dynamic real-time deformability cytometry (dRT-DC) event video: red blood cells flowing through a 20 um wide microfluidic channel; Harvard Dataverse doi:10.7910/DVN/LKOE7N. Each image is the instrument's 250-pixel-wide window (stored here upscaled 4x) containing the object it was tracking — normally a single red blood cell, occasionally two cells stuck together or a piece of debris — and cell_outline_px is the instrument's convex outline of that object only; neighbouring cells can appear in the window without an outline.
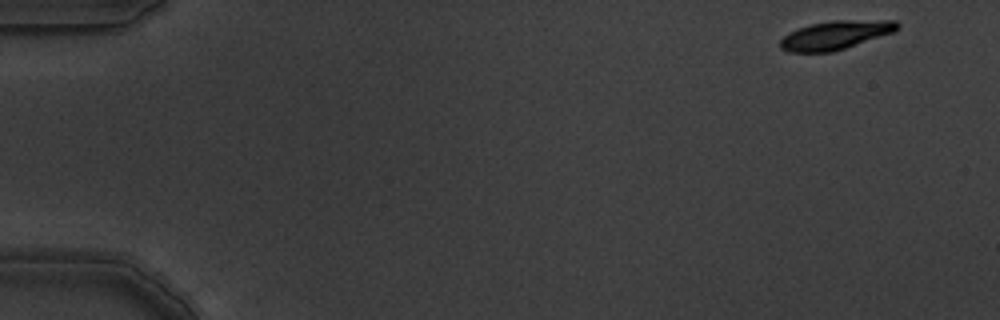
{"species": "common noctule bat (a hibernating species)", "species_latin": "Nyctalus noctula", "temperature_condition": "warm", "stored_images_in_passage": 6, "camera_frame_rate_fps": 3000, "um_per_image_px": 0.085, "animal": {"sex": "male", "body_mass_g": 19.5, "forearm_length_mm": 54.6}, "frame": {"image": 1, "passage_image": 1, "time_ms": 0.0, "image_size_px": [1000, 320], "cell_outline_px": [[900, 28], [896, 32], [832, 52], [788, 52], [780, 48], [780, 40], [788, 32], [812, 24], [832, 20], [896, 20], [900, 24]], "centroid_in_image_um": [71.07, 2.98], "position_along_channel_um": 13.9, "area_um2": 19.71}}
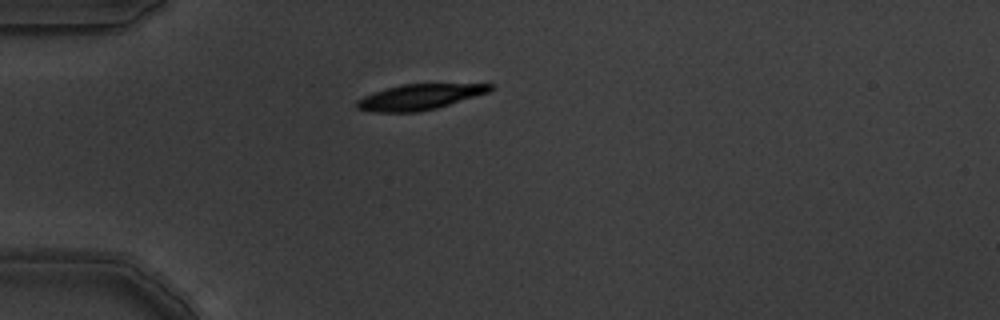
{"frame": {"image": 2, "passage_image": 5, "time_ms": 1.333, "image_size_px": [1000, 320], "cell_outline_px": [[496, 88], [488, 92], [436, 108], [416, 112], [372, 112], [356, 108], [356, 100], [372, 92], [400, 84], [496, 84]], "centroid_in_image_um": [35.63, 8.23], "position_along_channel_um": 49.4, "area_um2": 19.83}}